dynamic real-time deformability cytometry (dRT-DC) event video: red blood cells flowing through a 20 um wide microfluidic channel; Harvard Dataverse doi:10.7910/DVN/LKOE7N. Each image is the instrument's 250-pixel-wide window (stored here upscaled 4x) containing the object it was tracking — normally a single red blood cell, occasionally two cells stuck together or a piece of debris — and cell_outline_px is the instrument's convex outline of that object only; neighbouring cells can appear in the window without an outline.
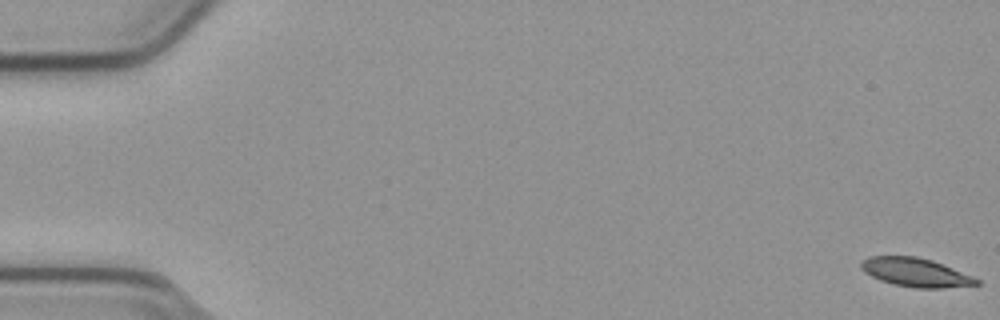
{"species": "common noctule bat (a hibernating species)", "species_latin": "Nyctalus noctula", "temperature_condition": "cold", "stored_images_in_passage": 14, "camera_frame_rate_fps": 3000, "um_per_image_px": 0.085, "animal": {"sex": "male", "body_mass_g": 23.1, "forearm_length_mm": 52.7}, "frame": {"image": 1, "passage_image": 1, "time_ms": 0.0, "image_size_px": [1000, 320], "cell_outline_px": [[980, 284], [944, 288], [916, 288], [892, 284], [880, 280], [864, 272], [860, 268], [860, 260], [868, 256], [916, 256], [932, 260], [972, 276], [980, 280]], "centroid_in_image_um": [77.78, 23.15], "position_along_channel_um": 7.2, "area_um2": 19.36}}